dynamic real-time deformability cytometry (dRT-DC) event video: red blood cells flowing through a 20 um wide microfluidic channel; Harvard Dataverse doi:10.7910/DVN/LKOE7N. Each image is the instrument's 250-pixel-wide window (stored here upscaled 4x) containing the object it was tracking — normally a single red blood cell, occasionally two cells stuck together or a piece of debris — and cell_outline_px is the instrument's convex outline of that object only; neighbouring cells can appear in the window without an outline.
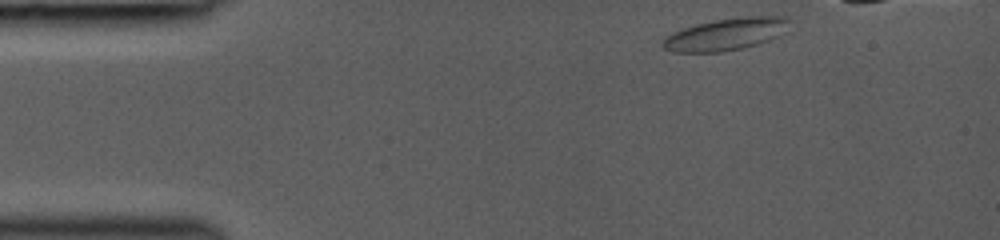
{"species": "common noctule bat (a hibernating species)", "species_latin": "Nyctalus noctula", "temperature_condition": "room temperature", "stored_images_in_passage": 27, "camera_frame_rate_fps": 3000, "um_per_image_px": 0.085, "animal": {"sex": "female", "body_mass_g": 19.0, "forearm_length_mm": 53.3}, "frame": {"image": 1, "passage_image": 1, "time_ms": 0.0, "image_size_px": [1000, 240], "cell_outline_px": [[788, 20], [780, 36], [744, 48], [720, 52], [672, 52], [664, 48], [660, 44], [660, 40], [664, 36], [672, 32], [696, 24], [716, 20], [744, 16], [788, 16]], "centroid_in_image_um": [61.62, 2.92], "position_along_channel_um": 23.4, "area_um2": 23.64}}
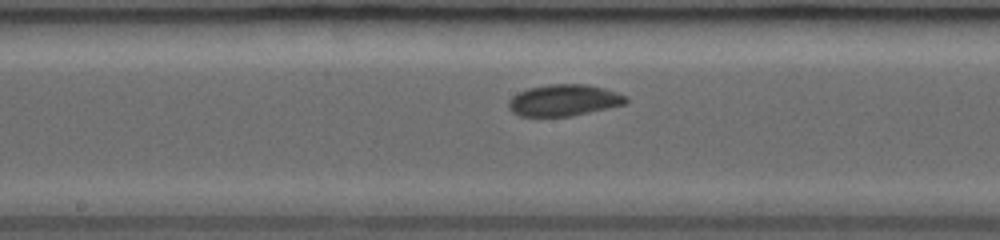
{"frame": {"image": 2, "passage_image": 14, "time_ms": 6.0, "image_size_px": [1000, 240], "cell_outline_px": [[628, 100], [624, 104], [608, 108], [572, 116], [520, 116], [512, 112], [508, 108], [508, 100], [512, 96], [528, 88], [548, 84], [584, 84], [604, 88], [628, 96]], "centroid_in_image_um": [47.92, 8.52], "position_along_channel_um": 200.3, "area_um2": 21.56}}
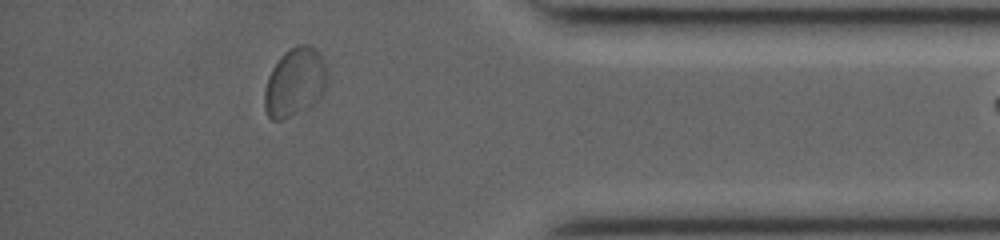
{"frame": {"image": 3, "passage_image": 26, "time_ms": 11.333, "image_size_px": [1000, 240], "cell_outline_px": [[328, 76], [324, 92], [308, 108], [280, 120], [272, 120], [268, 116], [264, 108], [264, 92], [268, 76], [272, 68], [284, 52], [296, 44], [308, 44], [316, 48], [320, 52]], "centroid_in_image_um": [25.06, 6.97], "position_along_channel_um": 410.1, "area_um2": 25.14}}